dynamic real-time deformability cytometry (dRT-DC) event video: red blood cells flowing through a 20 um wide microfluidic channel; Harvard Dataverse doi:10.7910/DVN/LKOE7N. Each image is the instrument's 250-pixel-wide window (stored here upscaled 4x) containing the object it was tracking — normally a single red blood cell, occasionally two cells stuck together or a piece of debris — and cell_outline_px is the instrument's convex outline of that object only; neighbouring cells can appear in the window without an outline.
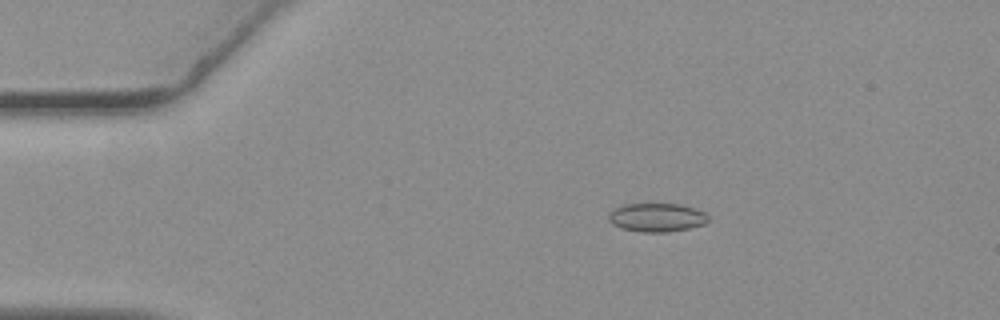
{"species": "common noctule bat (a hibernating species)", "species_latin": "Nyctalus noctula", "temperature_condition": "warm", "stored_images_in_passage": 33, "camera_frame_rate_fps": 3000, "um_per_image_px": 0.085, "animal": {"sex": "female", "body_mass_g": 19.3, "forearm_length_mm": 54.1}, "frame": {"image": 1, "passage_image": 5, "time_ms": 1.333, "image_size_px": [1000, 320], "cell_outline_px": [[708, 220], [704, 224], [688, 228], [668, 232], [640, 232], [620, 228], [612, 224], [608, 220], [608, 216], [612, 208], [624, 204], [680, 204], [696, 208], [704, 212], [708, 216]], "centroid_in_image_um": [55.79, 18.48], "position_along_channel_um": 29.2, "area_um2": 16.76}}
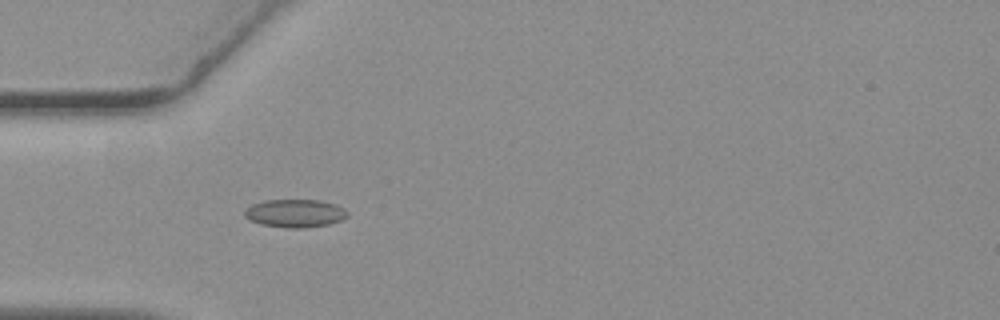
{"frame": {"image": 2, "passage_image": 12, "time_ms": 3.667, "image_size_px": [1000, 320], "cell_outline_px": [[348, 216], [340, 220], [328, 224], [304, 228], [288, 228], [260, 224], [244, 216], [244, 212], [252, 204], [264, 200], [320, 200], [336, 204], [344, 208], [348, 212]], "centroid_in_image_um": [25.1, 18.12], "position_along_channel_um": 59.9, "area_um2": 16.76}}
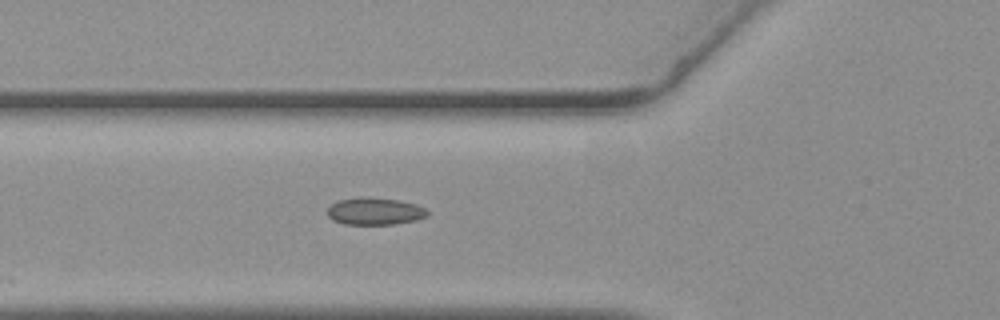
{"frame": {"image": 3, "passage_image": 15, "time_ms": 4.667, "image_size_px": [1000, 320], "cell_outline_px": [[428, 216], [416, 220], [396, 224], [344, 224], [332, 220], [328, 216], [328, 208], [336, 200], [400, 200], [416, 204], [424, 208], [428, 212]], "centroid_in_image_um": [31.89, 18.01], "position_along_channel_um": 93.9, "area_um2": 15.09}}